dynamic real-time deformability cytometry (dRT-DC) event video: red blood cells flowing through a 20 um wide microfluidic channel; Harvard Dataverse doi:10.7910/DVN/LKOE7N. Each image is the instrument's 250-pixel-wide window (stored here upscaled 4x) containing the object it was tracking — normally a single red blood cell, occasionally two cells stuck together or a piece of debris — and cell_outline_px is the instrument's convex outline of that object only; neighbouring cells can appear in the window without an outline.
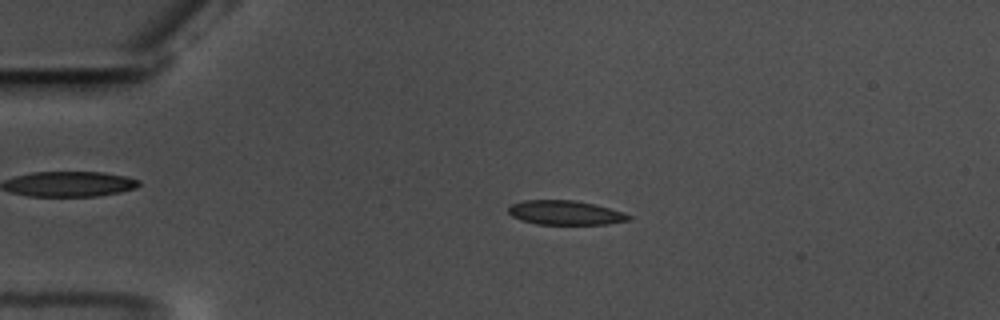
{"species": "common noctule bat (a hibernating species)", "species_latin": "Nyctalus noctula", "temperature_condition": "warm", "stored_images_in_passage": 58, "camera_frame_rate_fps": 3000, "um_per_image_px": 0.085, "animal": {"sex": "male", "body_mass_g": 17.5, "forearm_length_mm": 52.3}, "frame": {"image": 1, "passage_image": 13, "time_ms": 4.0, "image_size_px": [1000, 320], "cell_outline_px": [[632, 220], [608, 224], [536, 224], [520, 220], [512, 216], [508, 212], [508, 208], [512, 204], [524, 200], [576, 200], [596, 204], [624, 212], [632, 216]], "centroid_in_image_um": [48.09, 18.08], "position_along_channel_um": 36.9, "area_um2": 17.22}}
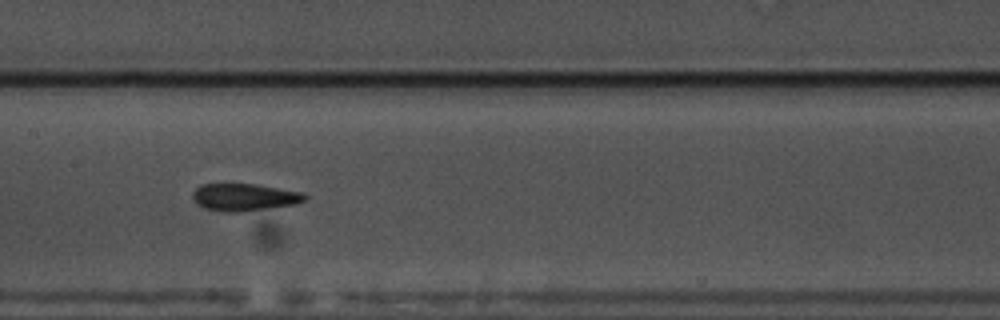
{"frame": {"image": 2, "passage_image": 29, "time_ms": 9.333, "image_size_px": [1000, 320], "cell_outline_px": [[308, 200], [296, 204], [236, 212], [224, 212], [204, 208], [196, 204], [192, 196], [192, 192], [200, 184], [256, 184], [304, 192], [308, 196]], "centroid_in_image_um": [20.79, 16.75], "position_along_channel_um": 186.6, "area_um2": 17.98}}
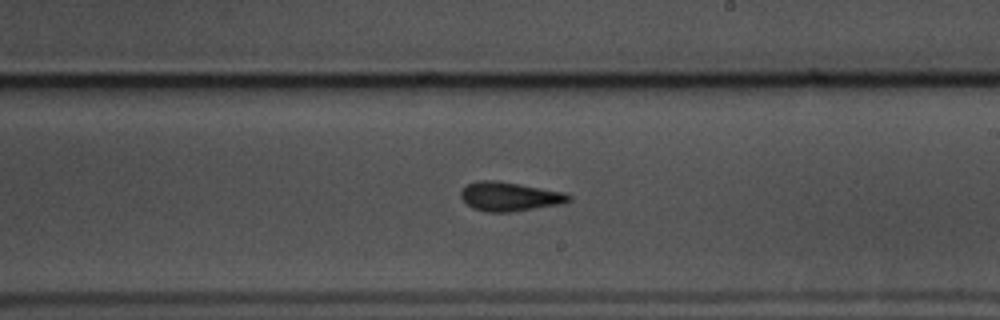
{"frame": {"image": 3, "passage_image": 34, "time_ms": 11.0, "image_size_px": [1000, 320], "cell_outline_px": [[572, 200], [556, 204], [508, 212], [488, 212], [472, 208], [460, 196], [460, 192], [468, 184], [480, 180], [492, 180], [520, 184], [564, 192], [572, 196]], "centroid_in_image_um": [43.29, 16.69], "position_along_channel_um": 245.7, "area_um2": 17.86}, "authors_computed_cell_mechanics": {"area_um2": 17.34, "velocity_mm_per_s": 3.5539, "shape_relaxation_time_tau1_ms": 5.4307, "shape_relaxation_time_tau2_ms": 3.2267, "deformation_change_tau1": 0.1425, "deformation_change_tau2": 0.0986}}